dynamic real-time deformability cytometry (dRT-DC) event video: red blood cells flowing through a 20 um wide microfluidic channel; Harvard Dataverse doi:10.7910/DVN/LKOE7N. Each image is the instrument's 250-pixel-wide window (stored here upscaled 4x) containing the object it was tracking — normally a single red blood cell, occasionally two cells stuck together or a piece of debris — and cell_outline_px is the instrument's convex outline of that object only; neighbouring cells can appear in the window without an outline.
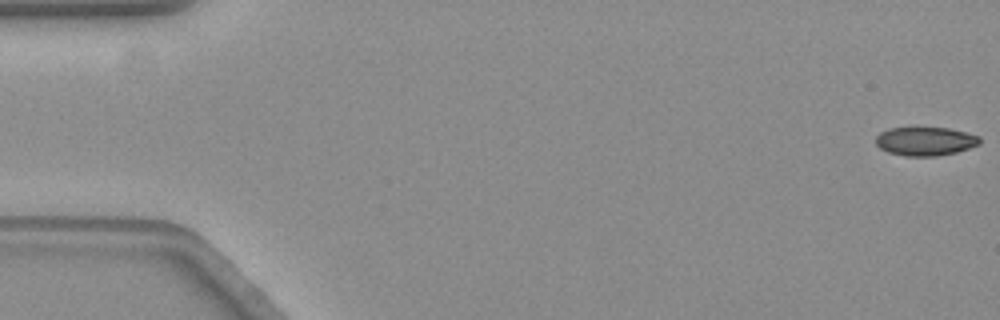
{"species": "common noctule bat (a hibernating species)", "species_latin": "Nyctalus noctula", "temperature_condition": "warm", "stored_images_in_passage": 58, "camera_frame_rate_fps": 3000, "um_per_image_px": 0.085, "animal": {"sex": "female", "body_mass_g": 19.3, "forearm_length_mm": 54.1}, "frame": {"image": 1, "passage_image": 1, "time_ms": 0.0, "image_size_px": [1000, 320], "cell_outline_px": [[980, 144], [956, 152], [936, 156], [904, 156], [888, 152], [880, 148], [876, 144], [876, 136], [880, 132], [888, 128], [912, 124], [948, 128], [980, 136]], "centroid_in_image_um": [78.59, 11.95], "position_along_channel_um": 6.4, "area_um2": 18.15}}
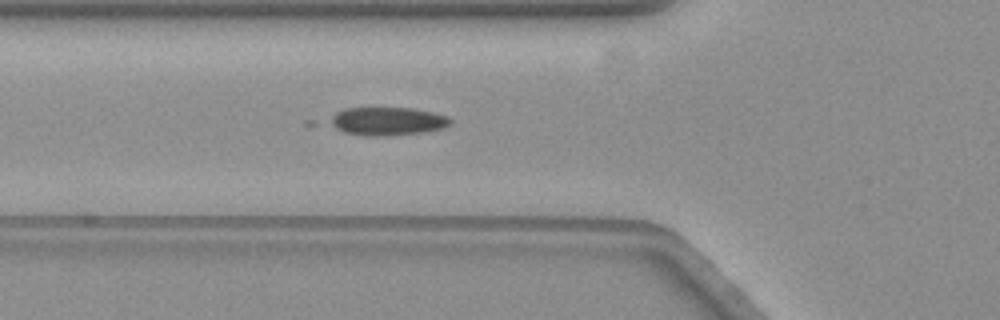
{"frame": {"image": 2, "passage_image": 21, "time_ms": 6.667, "image_size_px": [1000, 320], "cell_outline_px": [[452, 124], [444, 128], [424, 132], [388, 136], [364, 136], [344, 132], [328, 124], [324, 120], [336, 112], [344, 108], [412, 108], [432, 112], [448, 116], [452, 120]], "centroid_in_image_um": [32.89, 10.31], "position_along_channel_um": 92.9, "area_um2": 20.23}}
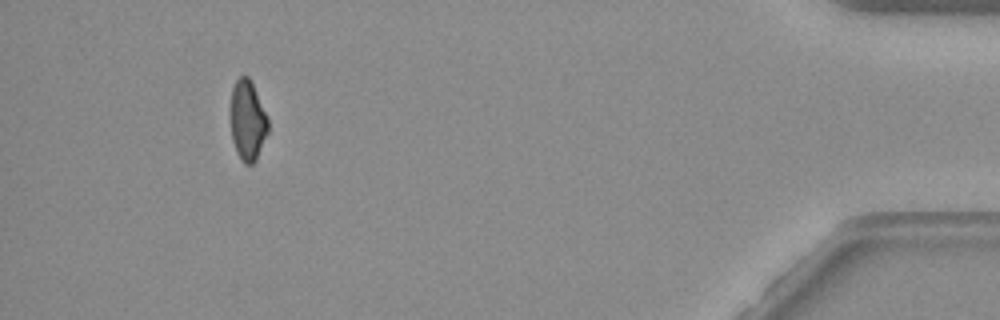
{"frame": {"image": 3, "passage_image": 54, "time_ms": 17.667, "image_size_px": [1000, 320], "cell_outline_px": [[268, 132], [256, 160], [252, 164], [244, 164], [232, 140], [232, 88], [236, 80], [240, 76], [248, 76], [252, 80], [268, 120]], "centroid_in_image_um": [21.07, 10.22], "position_along_channel_um": 414.1, "area_um2": 17.11}, "authors_computed_cell_mechanics": {"area_um2": 18.9584, "velocity_mm_per_s": 3.5472, "shape_relaxation_time_tau1_ms": null, "shape_relaxation_time_tau2_ms": 7.9605, "deformation_change_tau1": null, "deformation_change_tau2": 0.1256}}